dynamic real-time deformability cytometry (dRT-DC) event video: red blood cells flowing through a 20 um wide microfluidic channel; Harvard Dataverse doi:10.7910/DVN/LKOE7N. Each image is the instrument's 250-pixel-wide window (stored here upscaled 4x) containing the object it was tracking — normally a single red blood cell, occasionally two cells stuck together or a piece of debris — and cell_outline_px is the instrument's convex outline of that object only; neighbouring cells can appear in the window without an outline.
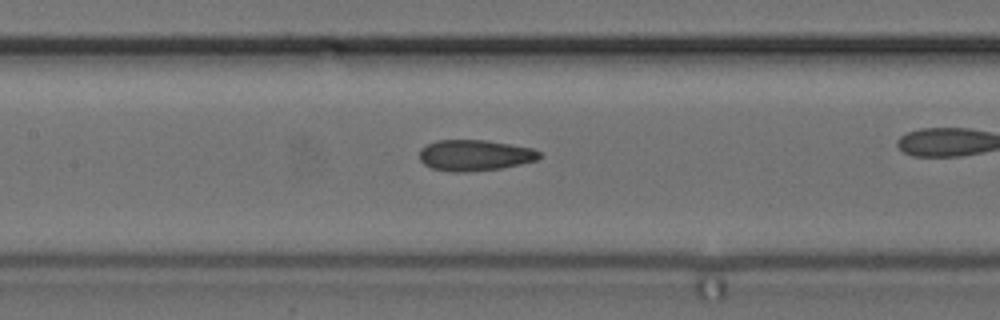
{"species": "common noctule bat (a hibernating species)", "species_latin": "Nyctalus noctula", "temperature_condition": "cold", "stored_images_in_passage": 39, "camera_frame_rate_fps": 3000, "um_per_image_px": 0.085, "animal": {"sex": "female", "body_mass_g": 24.6, "forearm_length_mm": 56.2}, "frame": {"image": 1, "passage_image": 23, "time_ms": 7.333, "image_size_px": [1000, 320], "cell_outline_px": [[540, 156], [536, 160], [520, 164], [500, 168], [464, 172], [452, 172], [432, 168], [424, 164], [420, 160], [420, 148], [436, 140], [488, 140], [532, 148], [540, 152]], "centroid_in_image_um": [40.33, 13.19], "position_along_channel_um": 167.1, "area_um2": 21.56}}